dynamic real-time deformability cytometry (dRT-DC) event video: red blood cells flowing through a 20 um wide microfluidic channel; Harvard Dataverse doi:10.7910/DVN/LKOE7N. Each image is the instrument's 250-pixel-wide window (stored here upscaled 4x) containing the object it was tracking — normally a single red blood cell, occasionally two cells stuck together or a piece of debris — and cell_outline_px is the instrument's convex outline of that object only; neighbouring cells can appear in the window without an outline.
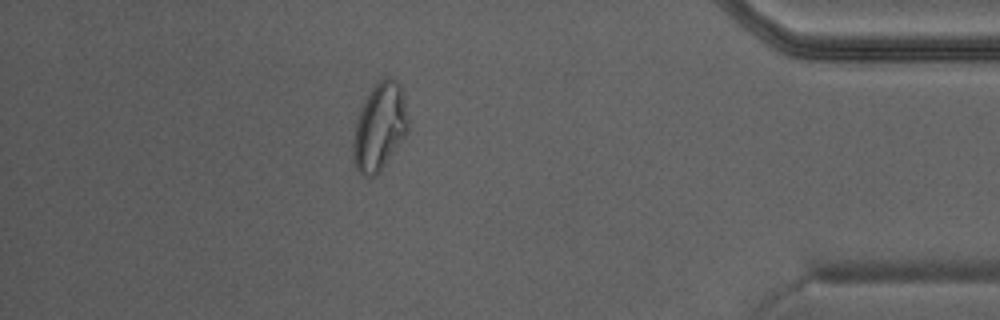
{"species": "Egyptian fruit bat (a non-hibernating species)", "species_latin": "Rousettus aegyptiacus", "temperature_condition": "warm", "stored_images_in_passage": 34, "camera_frame_rate_fps": 3000, "um_per_image_px": 0.085, "animal": {"sex": "male"}, "frame": {"image": 1, "passage_image": 29, "time_ms": 9.333, "image_size_px": [1000, 320], "cell_outline_px": [[408, 132], [380, 172], [372, 176], [368, 176], [360, 172], [356, 168], [352, 156], [352, 144], [356, 120], [360, 108], [364, 100], [376, 80], [384, 76], [392, 76], [400, 84], [404, 96], [408, 120]], "centroid_in_image_um": [32.26, 10.73], "position_along_channel_um": 402.9, "area_um2": 28.38}}